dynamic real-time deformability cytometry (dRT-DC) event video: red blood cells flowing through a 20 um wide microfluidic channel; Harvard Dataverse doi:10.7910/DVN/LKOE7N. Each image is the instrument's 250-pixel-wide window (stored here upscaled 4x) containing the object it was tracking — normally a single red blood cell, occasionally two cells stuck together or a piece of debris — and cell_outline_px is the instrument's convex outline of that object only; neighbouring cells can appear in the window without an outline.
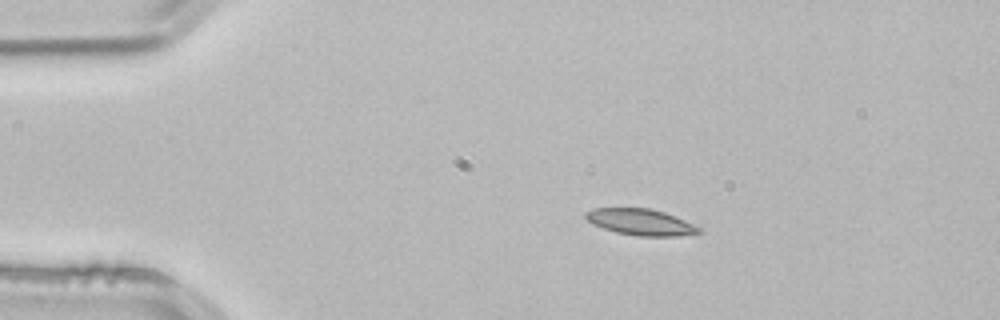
{"species": "common noctule bat (a hibernating species)", "species_latin": "Nyctalus noctula", "temperature_condition": "room temperature", "stored_images_in_passage": 2, "camera_frame_rate_fps": 3000, "um_per_image_px": 0.085, "animal": {"sex": "male", "body_mass_g": 21.5, "forearm_length_mm": 52.0}, "frame": {"image": 1, "passage_image": 1, "time_ms": 0.0, "image_size_px": [1000, 320], "cell_outline_px": [[704, 232], [676, 236], [640, 236], [616, 232], [592, 224], [584, 216], [584, 212], [592, 208], [652, 208], [664, 212], [684, 220], [700, 228]], "centroid_in_image_um": [54.43, 18.87], "position_along_channel_um": 30.6, "area_um2": 17.28}}